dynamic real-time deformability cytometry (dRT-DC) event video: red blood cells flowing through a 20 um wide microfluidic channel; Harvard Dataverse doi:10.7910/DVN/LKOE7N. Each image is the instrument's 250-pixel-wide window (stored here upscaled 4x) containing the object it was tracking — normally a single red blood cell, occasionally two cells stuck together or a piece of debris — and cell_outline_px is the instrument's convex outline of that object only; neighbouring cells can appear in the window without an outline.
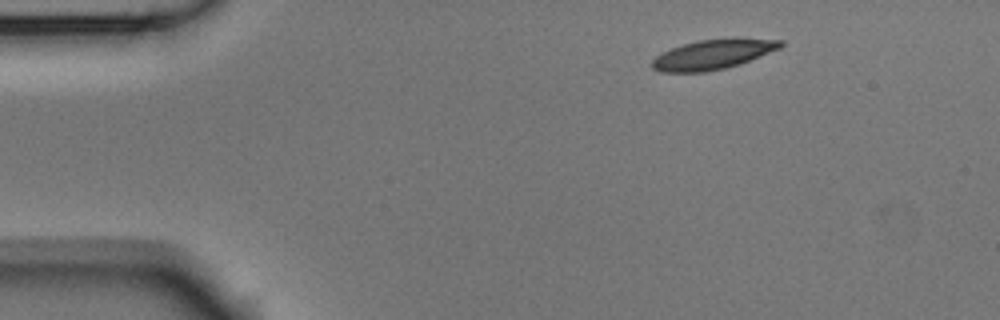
{"species": "Egyptian fruit bat (a non-hibernating species)", "species_latin": "Rousettus aegyptiacus", "temperature_condition": "room temperature", "stored_images_in_passage": 6, "camera_frame_rate_fps": 3000, "um_per_image_px": 0.085, "animal": {"sex": "male"}, "frame": {"image": 1, "passage_image": 1, "time_ms": 0.0, "image_size_px": [1000, 320], "cell_outline_px": [[784, 44], [780, 48], [740, 64], [724, 68], [704, 72], [660, 72], [652, 68], [652, 60], [660, 52], [684, 44], [700, 40], [732, 36], [736, 36], [784, 40]], "centroid_in_image_um": [60.65, 4.59], "position_along_channel_um": 24.4, "area_um2": 22.77}}
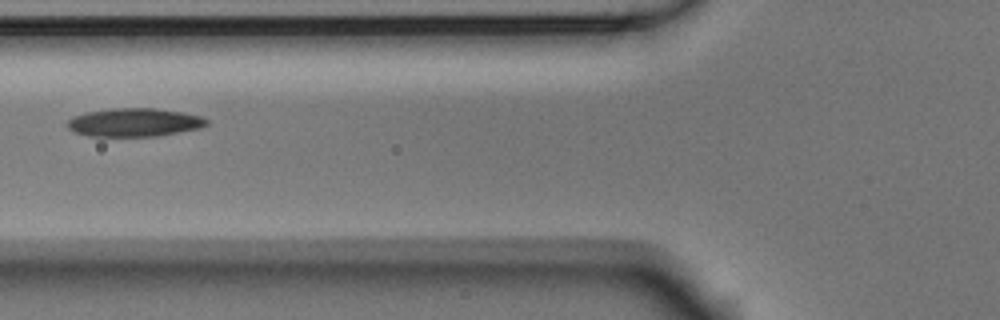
{"frame": {"image": 2, "passage_image": 4, "time_ms": 1.0, "image_size_px": [1000, 320], "cell_outline_px": [[208, 124], [200, 128], [156, 136], [88, 136], [72, 132], [64, 124], [72, 116], [84, 112], [112, 108], [156, 108], [180, 112], [200, 116], [208, 120]], "centroid_in_image_um": [11.34, 10.4], "position_along_channel_um": 114.5, "area_um2": 23.18}}
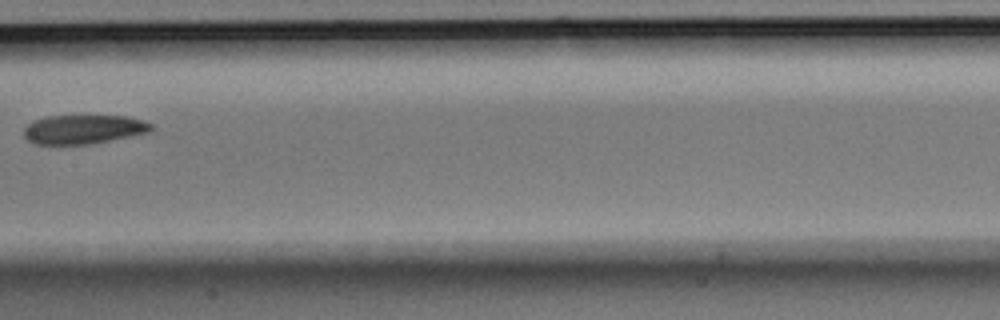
{"frame": {"image": 3, "passage_image": 6, "time_ms": 1.667, "image_size_px": [1000, 320], "cell_outline_px": [[152, 128], [148, 132], [88, 144], [32, 144], [24, 136], [24, 128], [32, 120], [48, 116], [128, 116], [144, 120], [152, 124]], "centroid_in_image_um": [7.05, 10.98], "position_along_channel_um": 200.3, "area_um2": 21.39}}